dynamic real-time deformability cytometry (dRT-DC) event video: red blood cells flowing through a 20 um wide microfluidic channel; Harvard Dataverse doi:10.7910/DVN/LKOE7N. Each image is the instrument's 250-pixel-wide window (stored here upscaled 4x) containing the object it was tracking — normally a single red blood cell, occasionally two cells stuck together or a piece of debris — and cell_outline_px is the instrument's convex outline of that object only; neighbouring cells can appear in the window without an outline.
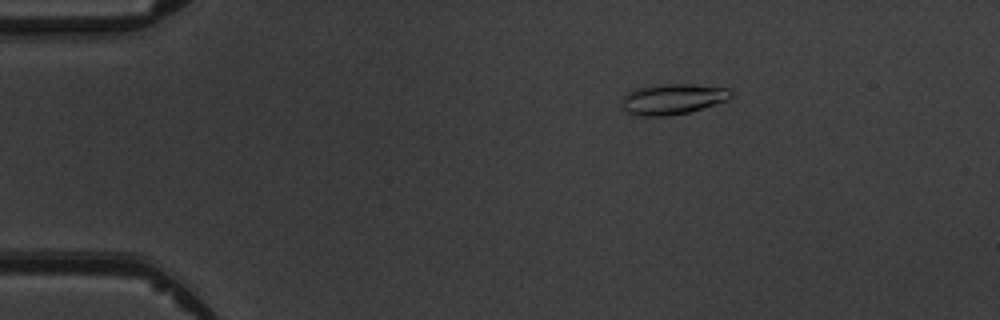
{"species": "common noctule bat (a hibernating species)", "species_latin": "Nyctalus noctula", "temperature_condition": "warm", "stored_images_in_passage": 4, "camera_frame_rate_fps": 3000, "um_per_image_px": 0.085, "animal": {"sex": "male", "body_mass_g": 19.5, "forearm_length_mm": 54.6}, "frame": {"image": 1, "passage_image": 2, "time_ms": 2.0, "image_size_px": [1000, 320], "cell_outline_px": [[732, 96], [728, 100], [688, 112], [668, 116], [636, 116], [628, 112], [624, 108], [624, 96], [628, 92], [636, 88], [660, 84], [692, 84], [728, 88], [732, 92]], "centroid_in_image_um": [57.2, 8.42], "position_along_channel_um": 27.8, "area_um2": 19.31}}